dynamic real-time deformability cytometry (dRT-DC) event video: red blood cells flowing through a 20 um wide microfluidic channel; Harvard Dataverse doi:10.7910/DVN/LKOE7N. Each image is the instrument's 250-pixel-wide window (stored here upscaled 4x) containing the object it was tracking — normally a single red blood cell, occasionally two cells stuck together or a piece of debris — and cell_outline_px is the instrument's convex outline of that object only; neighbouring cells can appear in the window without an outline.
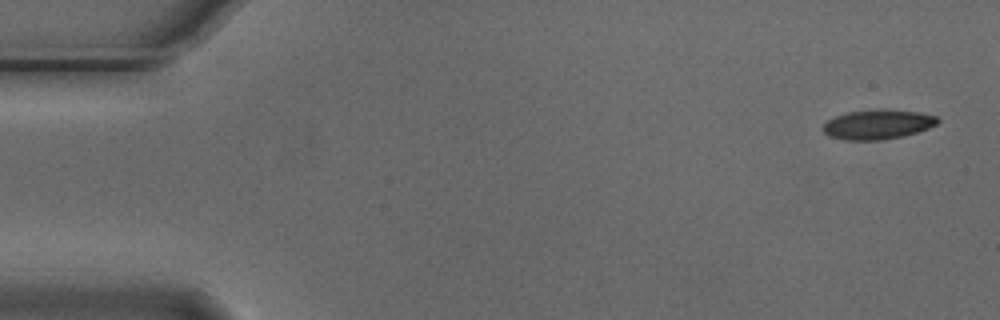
{"species": "Egyptian fruit bat (a non-hibernating species)", "species_latin": "Rousettus aegyptiacus", "temperature_condition": "cold", "stored_images_in_passage": 6, "camera_frame_rate_fps": 3000, "um_per_image_px": 0.085, "animal": {"sex": "male"}, "frame": {"image": 1, "passage_image": 1, "time_ms": 0.0, "image_size_px": [1000, 320], "cell_outline_px": [[940, 120], [936, 124], [928, 128], [904, 136], [880, 140], [844, 140], [828, 136], [820, 128], [828, 120], [836, 116], [848, 112], [884, 108], [916, 112], [936, 116]], "centroid_in_image_um": [74.57, 10.57], "position_along_channel_um": 10.4, "area_um2": 19.83}}
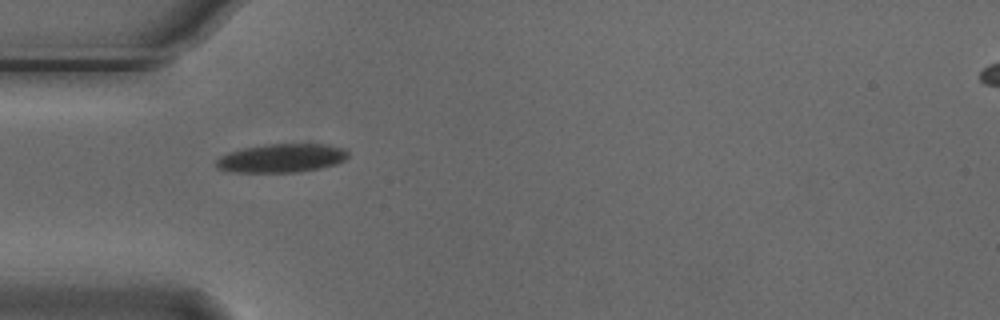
{"frame": {"image": 2, "passage_image": 5, "time_ms": 1.333, "image_size_px": [1000, 320], "cell_outline_px": [[348, 156], [344, 160], [336, 164], [320, 168], [296, 172], [232, 172], [216, 168], [216, 160], [220, 156], [228, 152], [244, 148], [264, 144], [328, 144], [344, 148], [348, 152]], "centroid_in_image_um": [23.93, 13.43], "position_along_channel_um": 61.1, "area_um2": 22.08}}
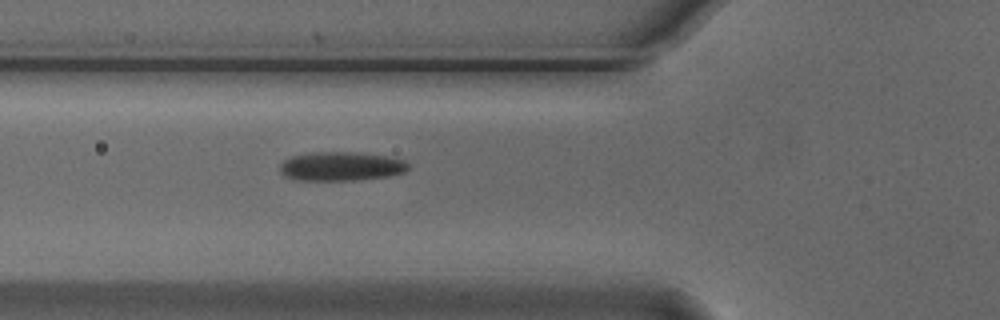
{"frame": {"image": 3, "passage_image": 6, "time_ms": 1.667, "image_size_px": [1000, 320], "cell_outline_px": [[408, 168], [404, 172], [388, 176], [356, 180], [296, 180], [284, 176], [280, 172], [280, 164], [284, 160], [292, 156], [316, 152], [360, 152], [388, 156], [404, 160], [408, 164]], "centroid_in_image_um": [28.98, 14.13], "position_along_channel_um": 96.8, "area_um2": 21.73}}